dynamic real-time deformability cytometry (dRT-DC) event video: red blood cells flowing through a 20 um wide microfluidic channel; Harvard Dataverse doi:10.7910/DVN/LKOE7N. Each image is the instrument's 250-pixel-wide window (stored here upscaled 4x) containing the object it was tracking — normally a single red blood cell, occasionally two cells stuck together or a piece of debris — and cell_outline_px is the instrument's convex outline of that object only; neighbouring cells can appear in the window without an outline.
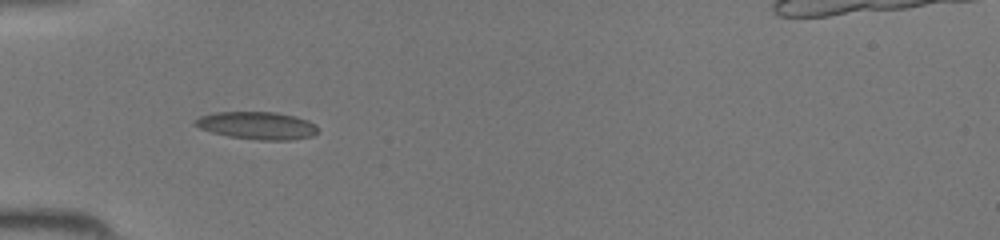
{"species": "common noctule bat (a hibernating species)", "species_latin": "Nyctalus noctula", "temperature_condition": "room temperature", "stored_images_in_passage": 30, "camera_frame_rate_fps": 3000, "um_per_image_px": 0.085, "animal": {"sex": "female", "body_mass_g": 19.5, "forearm_length_mm": 54.1}, "frame": {"image": 1, "passage_image": 3, "time_ms": 0.667, "image_size_px": [1000, 240], "cell_outline_px": [[316, 132], [312, 136], [292, 140], [260, 140], [228, 136], [212, 132], [200, 128], [192, 124], [200, 116], [216, 112], [276, 112], [296, 116], [308, 120], [316, 124]], "centroid_in_image_um": [21.87, 10.66], "position_along_channel_um": 63.1, "area_um2": 19.71}}
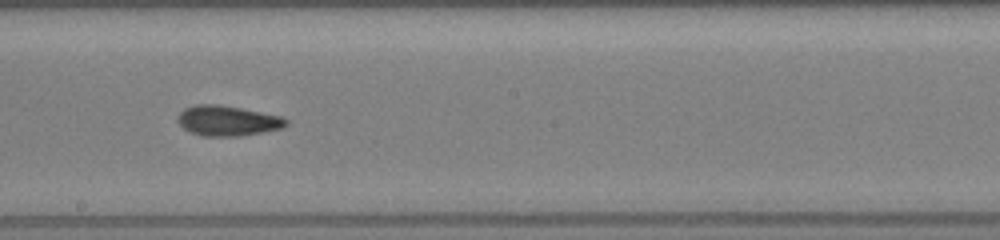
{"frame": {"image": 2, "passage_image": 14, "time_ms": 4.333, "image_size_px": [1000, 240], "cell_outline_px": [[288, 124], [284, 128], [240, 136], [204, 136], [192, 132], [184, 128], [176, 120], [176, 116], [184, 108], [196, 104], [220, 104], [280, 116], [288, 120]], "centroid_in_image_um": [19.33, 10.26], "position_along_channel_um": 228.9, "area_um2": 19.07}}
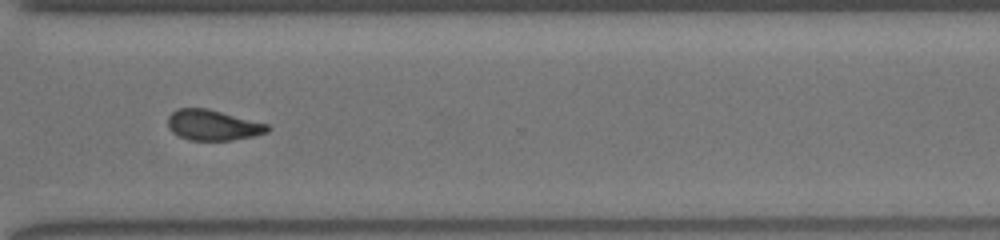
{"frame": {"image": 3, "passage_image": 22, "time_ms": 7.0, "image_size_px": [1000, 240], "cell_outline_px": [[272, 128], [268, 132], [252, 136], [232, 140], [188, 140], [172, 132], [168, 128], [168, 116], [176, 108], [208, 108], [268, 124]], "centroid_in_image_um": [18.09, 10.63], "position_along_channel_um": 352.5, "area_um2": 17.8}}